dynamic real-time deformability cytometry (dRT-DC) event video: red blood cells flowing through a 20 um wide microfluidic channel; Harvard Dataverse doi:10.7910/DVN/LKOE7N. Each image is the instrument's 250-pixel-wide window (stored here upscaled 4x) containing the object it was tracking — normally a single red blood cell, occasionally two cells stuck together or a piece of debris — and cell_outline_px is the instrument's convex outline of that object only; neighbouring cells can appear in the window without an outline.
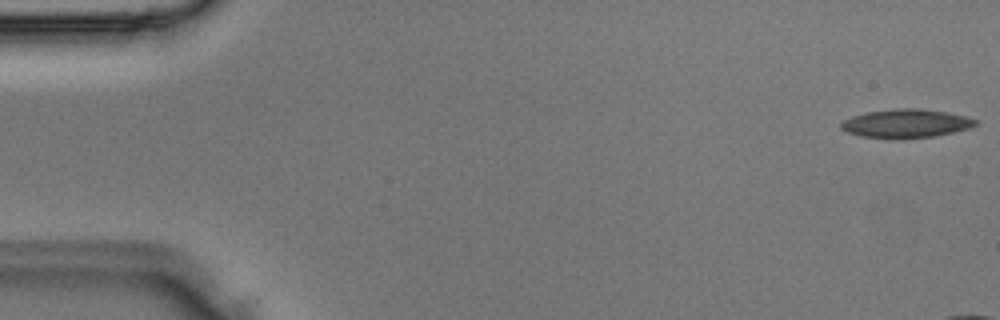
{"species": "Egyptian fruit bat (a non-hibernating species)", "species_latin": "Rousettus aegyptiacus", "temperature_condition": "room temperature", "stored_images_in_passage": 3, "camera_frame_rate_fps": 3000, "um_per_image_px": 0.085, "animal": {"sex": "male"}, "frame": {"image": 1, "passage_image": 1, "time_ms": 0.0, "image_size_px": [1000, 320], "cell_outline_px": [[976, 124], [972, 128], [932, 136], [900, 140], [860, 136], [848, 132], [840, 128], [840, 124], [844, 120], [852, 116], [868, 112], [896, 108], [920, 108], [948, 112], [964, 116], [976, 120]], "centroid_in_image_um": [76.99, 10.5], "position_along_channel_um": 8.0, "area_um2": 22.54}}